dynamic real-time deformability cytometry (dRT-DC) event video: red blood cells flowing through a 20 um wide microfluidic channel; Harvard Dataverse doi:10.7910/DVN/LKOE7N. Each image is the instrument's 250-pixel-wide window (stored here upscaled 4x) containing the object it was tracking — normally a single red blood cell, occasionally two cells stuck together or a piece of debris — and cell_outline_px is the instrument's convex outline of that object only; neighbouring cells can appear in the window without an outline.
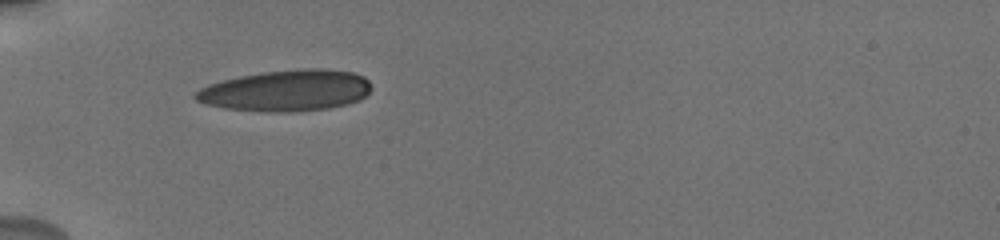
{"species": "human", "species_latin": "Homo sapiens", "temperature_condition": "cold", "stored_images_in_passage": 11, "camera_frame_rate_fps": 3000, "um_per_image_px": 0.085, "donor": {"sex": "male"}, "frame": {"image": 1, "passage_image": 1, "time_ms": 0.0, "image_size_px": [1000, 240], "cell_outline_px": [[372, 88], [360, 100], [348, 104], [328, 108], [296, 112], [268, 112], [224, 108], [204, 104], [196, 100], [192, 96], [200, 88], [208, 84], [240, 76], [264, 72], [300, 68], [324, 68], [352, 72], [364, 76], [368, 80]], "centroid_in_image_um": [24.34, 7.7], "position_along_channel_um": 60.7, "area_um2": 42.54}}
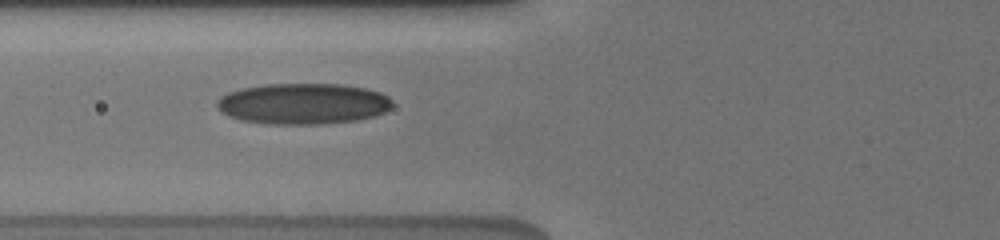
{"frame": {"image": 2, "passage_image": 6, "time_ms": 1.333, "image_size_px": [1000, 240], "cell_outline_px": [[392, 108], [376, 116], [356, 120], [320, 124], [268, 124], [240, 120], [228, 116], [220, 112], [216, 108], [216, 100], [220, 96], [228, 92], [240, 88], [264, 84], [340, 84], [364, 88], [380, 92], [388, 96], [392, 100]], "centroid_in_image_um": [25.72, 8.81], "position_along_channel_um": 100.1, "area_um2": 42.31}}
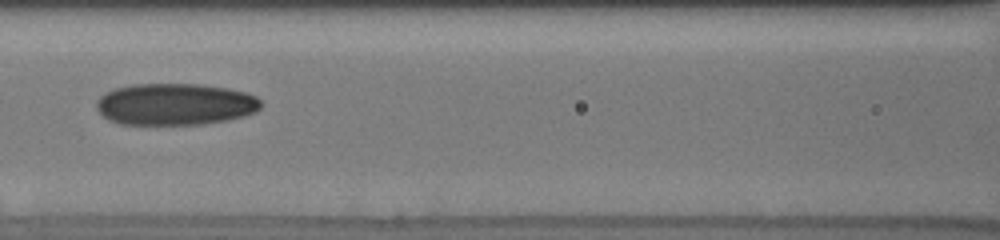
{"frame": {"image": 3, "passage_image": 9, "time_ms": 2.667, "image_size_px": [1000, 240], "cell_outline_px": [[264, 104], [256, 112], [244, 116], [228, 120], [200, 124], [120, 124], [108, 120], [96, 108], [96, 100], [104, 92], [116, 88], [132, 84], [200, 84], [228, 88], [248, 92], [256, 96]], "centroid_in_image_um": [14.91, 8.85], "position_along_channel_um": 151.7, "area_um2": 40.4}}